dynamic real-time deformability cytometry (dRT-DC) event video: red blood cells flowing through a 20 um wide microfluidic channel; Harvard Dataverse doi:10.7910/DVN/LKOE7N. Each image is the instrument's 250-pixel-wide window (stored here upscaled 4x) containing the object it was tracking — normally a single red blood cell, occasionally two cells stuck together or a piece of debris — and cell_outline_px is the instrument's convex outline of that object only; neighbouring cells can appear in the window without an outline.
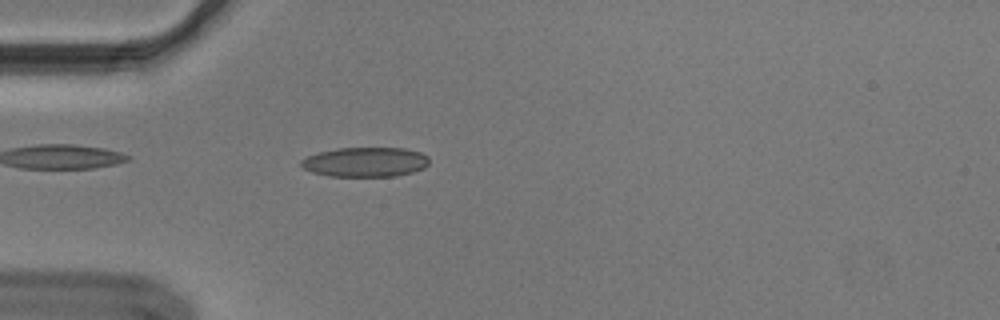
{"species": "Egyptian fruit bat (a non-hibernating species)", "species_latin": "Rousettus aegyptiacus", "temperature_condition": "cold", "stored_images_in_passage": 47, "camera_frame_rate_fps": 3000, "um_per_image_px": 0.085, "animal": {"sex": "male"}, "frame": {"image": 1, "passage_image": 8, "time_ms": 2.333, "image_size_px": [1000, 320], "cell_outline_px": [[428, 164], [424, 168], [412, 172], [396, 176], [328, 176], [312, 172], [304, 168], [300, 164], [300, 160], [308, 156], [320, 152], [336, 148], [404, 148], [420, 152], [428, 156]], "centroid_in_image_um": [31.05, 13.77], "position_along_channel_um": 53.9, "area_um2": 22.08}}
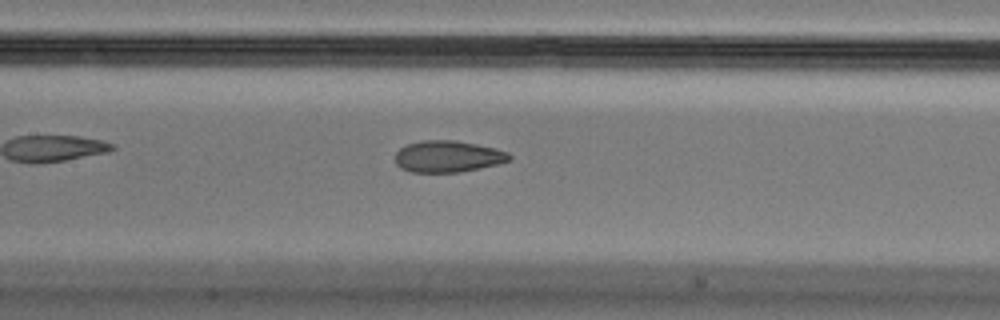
{"frame": {"image": 2, "passage_image": 18, "time_ms": 5.667, "image_size_px": [1000, 320], "cell_outline_px": [[512, 156], [508, 160], [496, 164], [480, 168], [460, 172], [412, 172], [400, 168], [396, 164], [396, 152], [400, 148], [408, 144], [424, 140], [456, 140], [496, 148], [508, 152]], "centroid_in_image_um": [38.06, 13.29], "position_along_channel_um": 169.3, "area_um2": 20.92}}
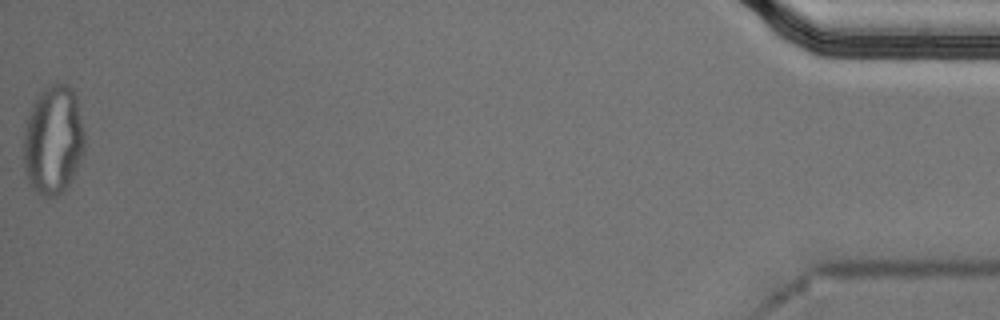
{"frame": {"image": 3, "passage_image": 47, "time_ms": 15.333, "image_size_px": [1000, 320], "cell_outline_px": [[84, 152], [68, 184], [56, 196], [44, 196], [36, 192], [28, 184], [24, 168], [24, 128], [32, 104], [40, 92], [48, 84], [60, 80], [68, 84], [72, 88], [76, 96], [84, 132]], "centroid_in_image_um": [4.51, 11.85], "position_along_channel_um": 430.7, "area_um2": 39.02}, "authors_computed_cell_mechanics": {"area_um2": 22.0796, "velocity_mm_per_s": 3.6667, "shape_relaxation_time_tau1_ms": null, "shape_relaxation_time_tau2_ms": 1.5445, "deformation_change_tau1": null, "deformation_change_tau2": 0.071}}